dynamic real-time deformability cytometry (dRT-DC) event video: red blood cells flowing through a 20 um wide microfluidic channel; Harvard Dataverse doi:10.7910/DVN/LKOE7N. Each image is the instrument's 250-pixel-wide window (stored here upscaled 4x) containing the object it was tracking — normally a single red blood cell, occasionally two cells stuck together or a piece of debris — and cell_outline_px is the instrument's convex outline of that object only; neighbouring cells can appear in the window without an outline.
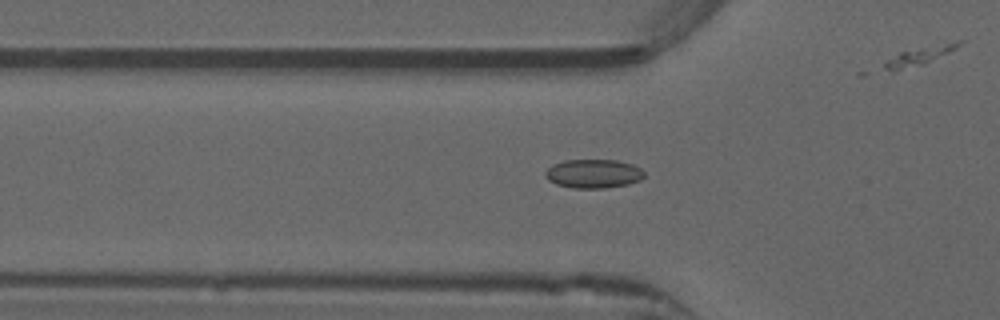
{"species": "common noctule bat (a hibernating species)", "species_latin": "Nyctalus noctula", "temperature_condition": "warm", "stored_images_in_passage": 14, "camera_frame_rate_fps": 3000, "um_per_image_px": 0.085, "animal": {"sex": "male", "forearm_length_mm": 52.5}, "frame": {"image": 1, "passage_image": 8, "time_ms": 2.333, "image_size_px": [1000, 320], "cell_outline_px": [[644, 176], [640, 180], [628, 184], [604, 188], [572, 188], [556, 184], [548, 180], [544, 176], [544, 172], [552, 164], [564, 160], [616, 160], [632, 164], [640, 168], [644, 172]], "centroid_in_image_um": [50.41, 14.76], "position_along_channel_um": 75.4, "area_um2": 16.7}}
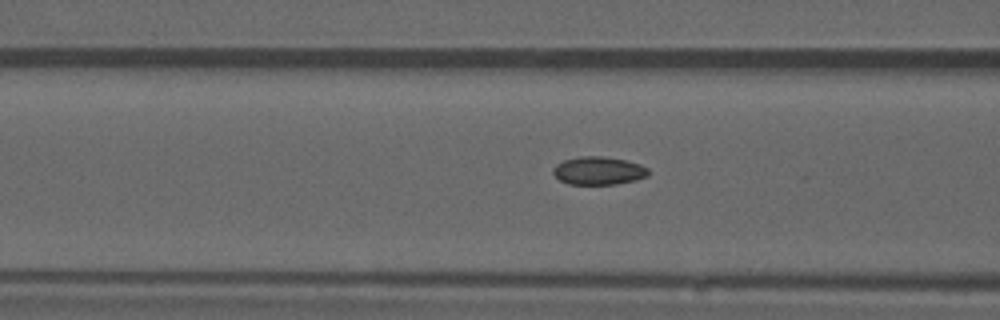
{"frame": {"image": 2, "passage_image": 11, "time_ms": 3.333, "image_size_px": [1000, 320], "cell_outline_px": [[648, 176], [636, 180], [616, 184], [568, 184], [560, 180], [552, 172], [552, 168], [556, 164], [564, 160], [580, 156], [604, 156], [624, 160], [640, 164], [648, 168]], "centroid_in_image_um": [50.87, 14.51], "position_along_channel_um": 115.7, "area_um2": 15.61}}